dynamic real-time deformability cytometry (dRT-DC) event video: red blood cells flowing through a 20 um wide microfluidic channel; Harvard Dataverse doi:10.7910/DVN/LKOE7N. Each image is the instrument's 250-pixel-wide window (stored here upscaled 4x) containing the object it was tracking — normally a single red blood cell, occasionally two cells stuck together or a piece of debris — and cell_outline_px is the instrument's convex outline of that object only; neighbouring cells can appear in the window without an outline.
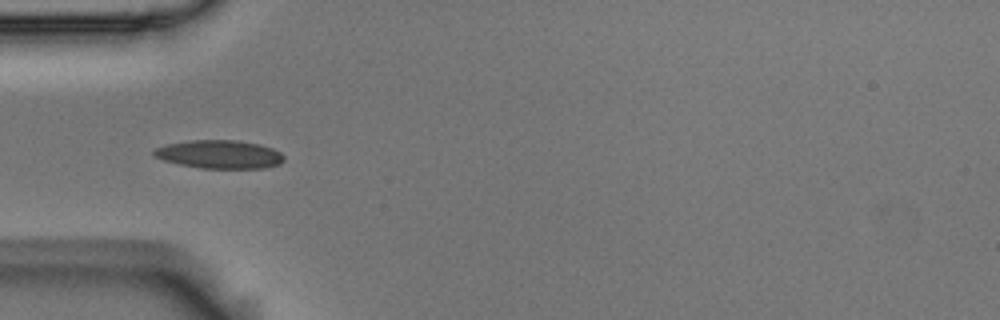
{"species": "Egyptian fruit bat (a non-hibernating species)", "species_latin": "Rousettus aegyptiacus", "temperature_condition": "room temperature", "stored_images_in_passage": 11, "camera_frame_rate_fps": 3000, "um_per_image_px": 0.085, "animal": {"sex": "male"}, "frame": {"image": 1, "passage_image": 5, "time_ms": 1.333, "image_size_px": [1000, 320], "cell_outline_px": [[284, 160], [280, 164], [264, 168], [200, 168], [180, 164], [164, 160], [152, 156], [152, 152], [156, 148], [168, 144], [192, 140], [236, 140], [260, 144], [272, 148], [280, 152], [284, 156]], "centroid_in_image_um": [18.67, 13.12], "position_along_channel_um": 66.3, "area_um2": 21.44}}
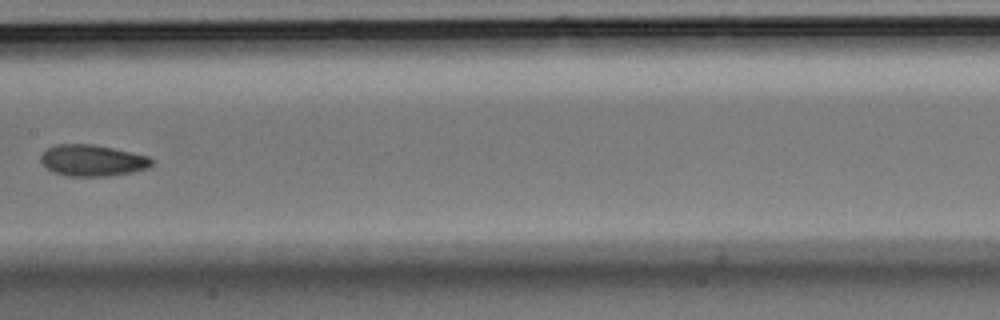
{"frame": {"image": 2, "passage_image": 8, "time_ms": 2.333, "image_size_px": [1000, 320], "cell_outline_px": [[156, 160], [148, 168], [132, 172], [108, 176], [68, 176], [52, 172], [40, 160], [40, 152], [56, 144], [92, 144], [132, 152], [148, 156]], "centroid_in_image_um": [7.86, 13.63], "position_along_channel_um": 199.5, "area_um2": 20.4}}
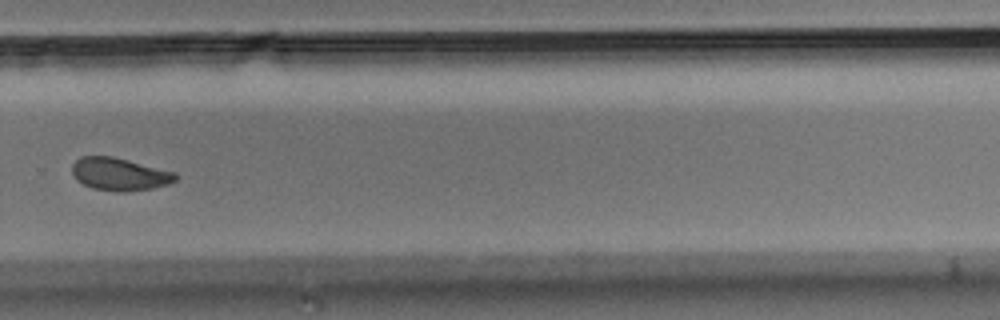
{"frame": {"image": 3, "passage_image": 11, "time_ms": 3.333, "image_size_px": [1000, 320], "cell_outline_px": [[176, 180], [168, 184], [152, 188], [124, 192], [116, 192], [92, 188], [76, 180], [72, 172], [72, 164], [80, 156], [112, 156], [176, 172]], "centroid_in_image_um": [10.14, 14.8], "position_along_channel_um": 319.7, "area_um2": 19.71}}